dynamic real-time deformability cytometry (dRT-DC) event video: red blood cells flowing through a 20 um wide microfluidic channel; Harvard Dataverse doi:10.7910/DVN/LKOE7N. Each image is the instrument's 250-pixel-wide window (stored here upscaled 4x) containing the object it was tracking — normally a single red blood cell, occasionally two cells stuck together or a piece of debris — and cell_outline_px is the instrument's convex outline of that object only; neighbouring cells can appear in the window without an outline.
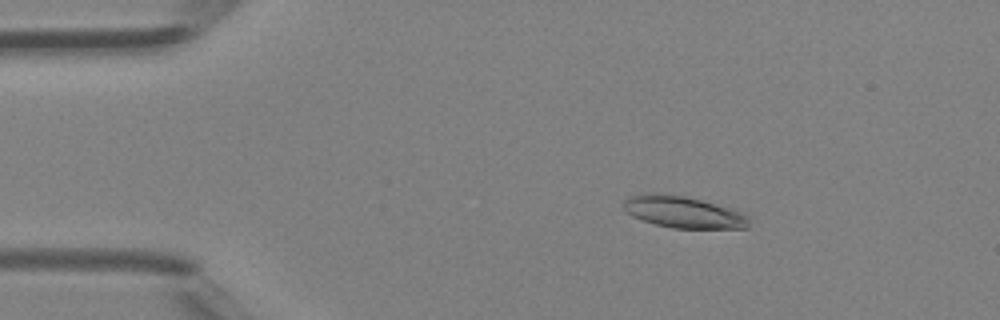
{"species": "Egyptian fruit bat (a non-hibernating species)", "species_latin": "Rousettus aegyptiacus", "temperature_condition": "room temperature", "stored_images_in_passage": 44, "camera_frame_rate_fps": 3000, "um_per_image_px": 0.085, "animal": {"sex": "female"}, "frame": {"image": 1, "passage_image": 5, "time_ms": 1.333, "image_size_px": [1000, 320], "cell_outline_px": [[752, 216], [748, 228], [672, 228], [656, 224], [632, 216], [624, 208], [624, 200], [628, 196], [644, 192], [660, 192], [684, 196], [700, 200], [744, 212]], "centroid_in_image_um": [58.11, 18.01], "position_along_channel_um": 26.9, "area_um2": 23.41}}
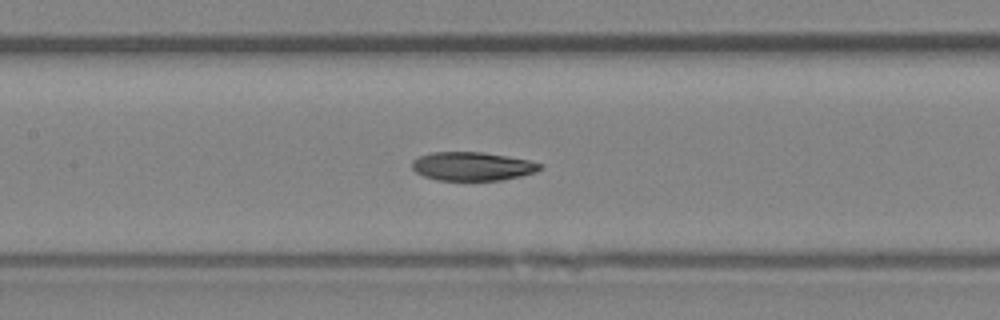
{"frame": {"image": 2, "passage_image": 19, "time_ms": 6.0, "image_size_px": [1000, 320], "cell_outline_px": [[544, 168], [536, 172], [520, 176], [500, 180], [436, 180], [424, 176], [416, 172], [412, 168], [412, 160], [420, 156], [432, 152], [484, 152], [508, 156], [528, 160], [544, 164]], "centroid_in_image_um": [40.18, 14.13], "position_along_channel_um": 167.2, "area_um2": 21.44}}
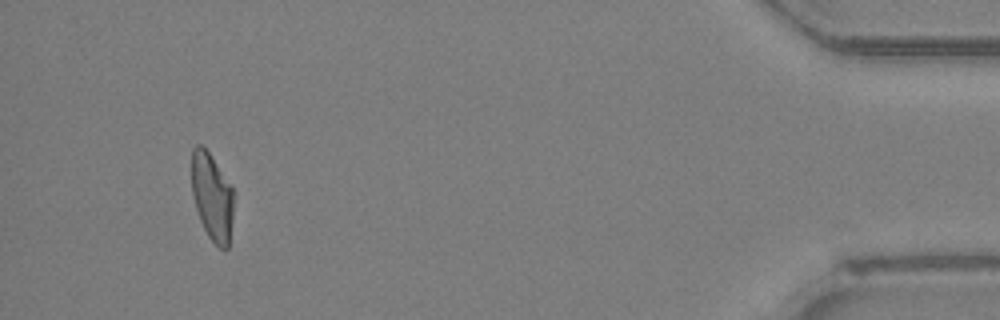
{"frame": {"image": 3, "passage_image": 41, "time_ms": 13.333, "image_size_px": [1000, 320], "cell_outline_px": [[236, 192], [228, 248], [220, 248], [208, 236], [200, 220], [192, 196], [192, 148], [196, 144], [200, 144], [208, 152], [232, 184]], "centroid_in_image_um": [18.06, 16.71], "position_along_channel_um": 417.1, "area_um2": 21.73}, "authors_computed_cell_mechanics": {"area_um2": 22.5131, "velocity_mm_per_s": 4.3992, "shape_relaxation_time_tau1_ms": 10.2246, "shape_relaxation_time_tau2_ms": 5.0797, "deformation_change_tau1": 0.2715, "deformation_change_tau2": 0.1095}}